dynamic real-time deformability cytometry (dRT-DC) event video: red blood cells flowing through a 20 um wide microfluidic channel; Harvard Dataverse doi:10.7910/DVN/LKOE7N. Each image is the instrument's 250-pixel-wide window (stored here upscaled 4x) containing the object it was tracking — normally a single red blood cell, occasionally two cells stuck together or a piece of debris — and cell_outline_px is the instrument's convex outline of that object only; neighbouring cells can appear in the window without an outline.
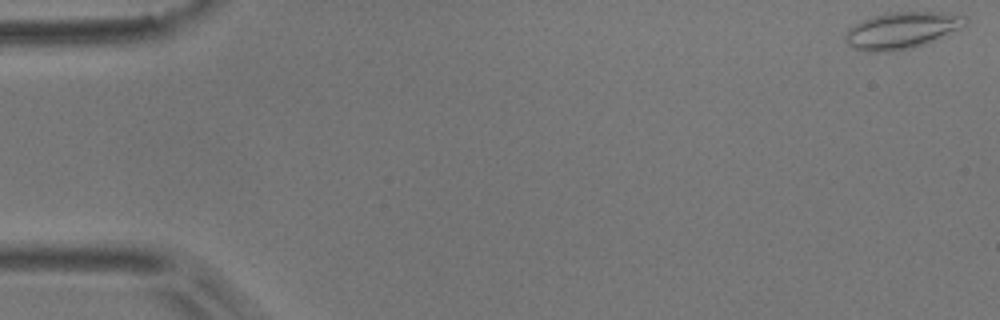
{"species": "common noctule bat (a hibernating species)", "species_latin": "Nyctalus noctula", "temperature_condition": "room temperature", "stored_images_in_passage": 5, "camera_frame_rate_fps": 3000, "um_per_image_px": 0.085, "animal": {"sex": "male", "body_mass_g": 17.9}, "frame": {"image": 1, "passage_image": 1, "time_ms": 0.0, "image_size_px": [1000, 320], "cell_outline_px": [[968, 20], [964, 24], [924, 44], [912, 48], [888, 52], [868, 52], [856, 48], [848, 44], [844, 40], [844, 36], [848, 28], [872, 16], [888, 12], [948, 12], [968, 16]], "centroid_in_image_um": [76.6, 2.57], "position_along_channel_um": 8.4, "area_um2": 25.26}}
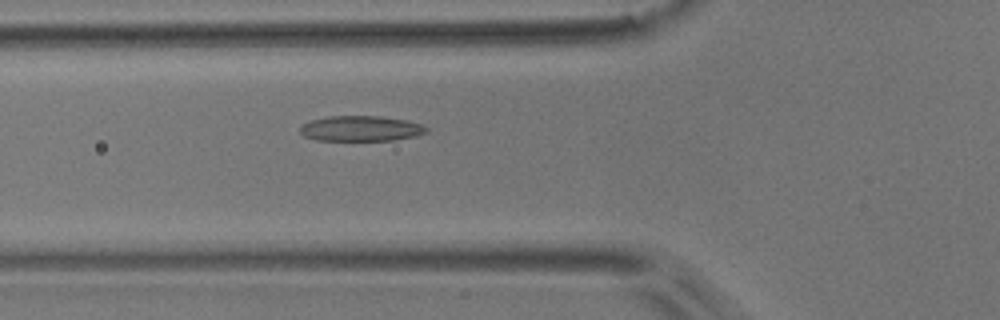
{"frame": {"image": 2, "passage_image": 5, "time_ms": 1.333, "image_size_px": [1000, 320], "cell_outline_px": [[428, 132], [396, 140], [316, 140], [304, 136], [300, 132], [300, 128], [304, 124], [312, 120], [328, 116], [380, 116], [408, 120], [420, 124], [428, 128]], "centroid_in_image_um": [30.68, 10.92], "position_along_channel_um": 95.1, "area_um2": 18.55}}